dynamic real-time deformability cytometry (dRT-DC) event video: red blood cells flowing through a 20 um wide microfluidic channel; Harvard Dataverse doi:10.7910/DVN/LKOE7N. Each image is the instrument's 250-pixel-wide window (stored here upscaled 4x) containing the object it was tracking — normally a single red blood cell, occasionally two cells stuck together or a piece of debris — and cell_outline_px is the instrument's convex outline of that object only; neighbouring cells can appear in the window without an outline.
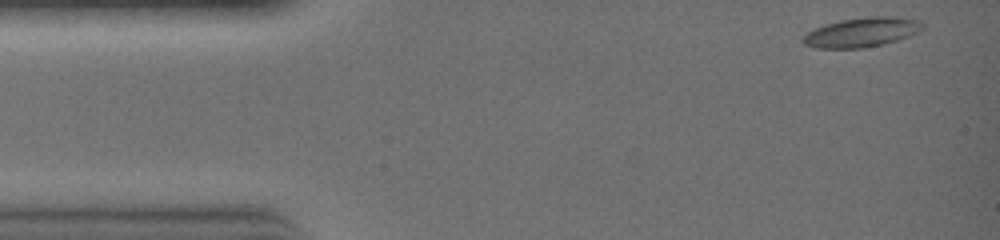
{"species": "common noctule bat (a hibernating species)", "species_latin": "Nyctalus noctula", "temperature_condition": "warm", "stored_images_in_passage": 24, "camera_frame_rate_fps": 3000, "um_per_image_px": 0.085, "animal": {"sex": "female", "body_mass_g": 19.0, "forearm_length_mm": 51.5}, "frame": {"image": 1, "passage_image": 1, "time_ms": 0.0, "image_size_px": [1000, 240], "cell_outline_px": [[924, 28], [908, 36], [896, 40], [880, 44], [860, 48], [816, 48], [804, 44], [800, 40], [808, 32], [824, 24], [840, 20], [868, 16], [896, 16], [920, 20], [924, 24]], "centroid_in_image_um": [73.24, 2.72], "position_along_channel_um": 11.8, "area_um2": 20.46}}
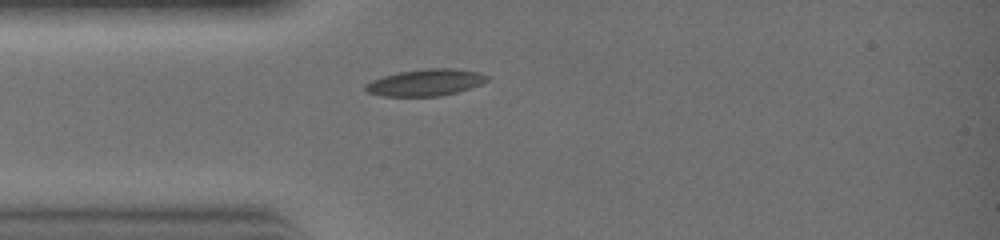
{"frame": {"image": 2, "passage_image": 7, "time_ms": 2.0, "image_size_px": [1000, 240], "cell_outline_px": [[492, 76], [488, 80], [480, 84], [456, 92], [440, 96], [380, 96], [368, 92], [364, 88], [364, 84], [372, 80], [384, 76], [400, 72], [428, 68], [456, 68], [480, 72]], "centroid_in_image_um": [36.2, 7.0], "position_along_channel_um": 48.8, "area_um2": 18.96}}
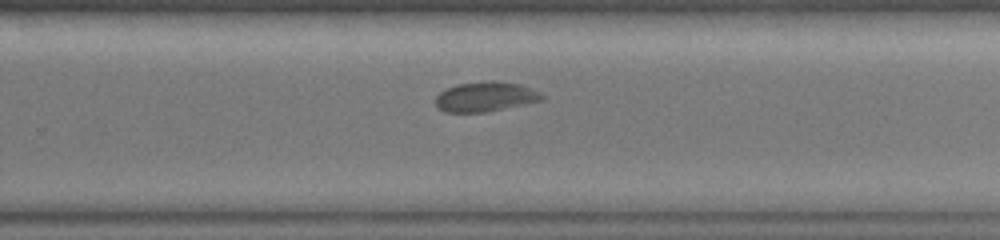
{"frame": {"image": 3, "passage_image": 19, "time_ms": 6.0, "image_size_px": [1000, 240], "cell_outline_px": [[544, 100], [484, 112], [444, 112], [436, 104], [436, 96], [440, 92], [456, 84], [484, 80], [496, 80], [520, 84], [532, 88], [540, 92], [544, 96]], "centroid_in_image_um": [41.28, 8.2], "position_along_channel_um": 288.5, "area_um2": 18.55}}